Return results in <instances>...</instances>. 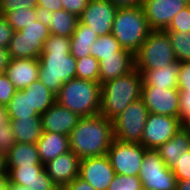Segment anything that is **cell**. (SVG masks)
<instances>
[{"label":"cell","instance_id":"277c9868","mask_svg":"<svg viewBox=\"0 0 190 190\" xmlns=\"http://www.w3.org/2000/svg\"><path fill=\"white\" fill-rule=\"evenodd\" d=\"M56 102L80 117L98 115L101 104V84L99 81L72 78L61 86L56 95Z\"/></svg>","mask_w":190,"mask_h":190},{"label":"cell","instance_id":"5bb4252c","mask_svg":"<svg viewBox=\"0 0 190 190\" xmlns=\"http://www.w3.org/2000/svg\"><path fill=\"white\" fill-rule=\"evenodd\" d=\"M115 175L107 155L80 160L79 177L96 190H107Z\"/></svg>","mask_w":190,"mask_h":190},{"label":"cell","instance_id":"1f68e13d","mask_svg":"<svg viewBox=\"0 0 190 190\" xmlns=\"http://www.w3.org/2000/svg\"><path fill=\"white\" fill-rule=\"evenodd\" d=\"M3 15L14 31H19L26 25H29L30 23H33L37 20L36 8L6 11Z\"/></svg>","mask_w":190,"mask_h":190},{"label":"cell","instance_id":"7bdbcfd3","mask_svg":"<svg viewBox=\"0 0 190 190\" xmlns=\"http://www.w3.org/2000/svg\"><path fill=\"white\" fill-rule=\"evenodd\" d=\"M180 91V110L181 120L190 113V89H179Z\"/></svg>","mask_w":190,"mask_h":190},{"label":"cell","instance_id":"ba28073f","mask_svg":"<svg viewBox=\"0 0 190 190\" xmlns=\"http://www.w3.org/2000/svg\"><path fill=\"white\" fill-rule=\"evenodd\" d=\"M149 111L140 98L130 103L112 120L114 139L121 142L140 143Z\"/></svg>","mask_w":190,"mask_h":190},{"label":"cell","instance_id":"ab89813d","mask_svg":"<svg viewBox=\"0 0 190 190\" xmlns=\"http://www.w3.org/2000/svg\"><path fill=\"white\" fill-rule=\"evenodd\" d=\"M60 2L63 6V10L80 17L90 0H60Z\"/></svg>","mask_w":190,"mask_h":190},{"label":"cell","instance_id":"cb8c5ba5","mask_svg":"<svg viewBox=\"0 0 190 190\" xmlns=\"http://www.w3.org/2000/svg\"><path fill=\"white\" fill-rule=\"evenodd\" d=\"M32 165H44L40 161L36 143L16 142L6 153L7 171L10 168L31 167Z\"/></svg>","mask_w":190,"mask_h":190},{"label":"cell","instance_id":"7dc6e473","mask_svg":"<svg viewBox=\"0 0 190 190\" xmlns=\"http://www.w3.org/2000/svg\"><path fill=\"white\" fill-rule=\"evenodd\" d=\"M10 60L11 58H10L8 49L0 47V72L1 73H5Z\"/></svg>","mask_w":190,"mask_h":190},{"label":"cell","instance_id":"4316f807","mask_svg":"<svg viewBox=\"0 0 190 190\" xmlns=\"http://www.w3.org/2000/svg\"><path fill=\"white\" fill-rule=\"evenodd\" d=\"M8 119L25 118L28 116H40V114L32 108L30 102V90H16L15 95L6 106Z\"/></svg>","mask_w":190,"mask_h":190},{"label":"cell","instance_id":"52a82bcc","mask_svg":"<svg viewBox=\"0 0 190 190\" xmlns=\"http://www.w3.org/2000/svg\"><path fill=\"white\" fill-rule=\"evenodd\" d=\"M50 35L49 27L38 20L15 31L7 47L10 58H39Z\"/></svg>","mask_w":190,"mask_h":190},{"label":"cell","instance_id":"b9f144b4","mask_svg":"<svg viewBox=\"0 0 190 190\" xmlns=\"http://www.w3.org/2000/svg\"><path fill=\"white\" fill-rule=\"evenodd\" d=\"M178 89H190V61L180 62Z\"/></svg>","mask_w":190,"mask_h":190},{"label":"cell","instance_id":"f1b7e54d","mask_svg":"<svg viewBox=\"0 0 190 190\" xmlns=\"http://www.w3.org/2000/svg\"><path fill=\"white\" fill-rule=\"evenodd\" d=\"M30 90L32 108L41 115L56 102V95L39 79L27 87Z\"/></svg>","mask_w":190,"mask_h":190},{"label":"cell","instance_id":"db71d44e","mask_svg":"<svg viewBox=\"0 0 190 190\" xmlns=\"http://www.w3.org/2000/svg\"><path fill=\"white\" fill-rule=\"evenodd\" d=\"M7 190H31L29 187H25L22 185H15L8 182Z\"/></svg>","mask_w":190,"mask_h":190},{"label":"cell","instance_id":"e0dca14e","mask_svg":"<svg viewBox=\"0 0 190 190\" xmlns=\"http://www.w3.org/2000/svg\"><path fill=\"white\" fill-rule=\"evenodd\" d=\"M80 158L71 150L44 164L45 171L60 190L79 176Z\"/></svg>","mask_w":190,"mask_h":190},{"label":"cell","instance_id":"5b68a950","mask_svg":"<svg viewBox=\"0 0 190 190\" xmlns=\"http://www.w3.org/2000/svg\"><path fill=\"white\" fill-rule=\"evenodd\" d=\"M151 31L141 6L118 8L111 34L123 49L135 55Z\"/></svg>","mask_w":190,"mask_h":190},{"label":"cell","instance_id":"d590c367","mask_svg":"<svg viewBox=\"0 0 190 190\" xmlns=\"http://www.w3.org/2000/svg\"><path fill=\"white\" fill-rule=\"evenodd\" d=\"M177 180L190 179V150L180 155L176 165L171 169Z\"/></svg>","mask_w":190,"mask_h":190},{"label":"cell","instance_id":"bcb514c9","mask_svg":"<svg viewBox=\"0 0 190 190\" xmlns=\"http://www.w3.org/2000/svg\"><path fill=\"white\" fill-rule=\"evenodd\" d=\"M52 15V12L49 9L42 8L40 6L36 7V16L37 20L40 21L43 25L49 26V18Z\"/></svg>","mask_w":190,"mask_h":190},{"label":"cell","instance_id":"6da1fadb","mask_svg":"<svg viewBox=\"0 0 190 190\" xmlns=\"http://www.w3.org/2000/svg\"><path fill=\"white\" fill-rule=\"evenodd\" d=\"M38 79L55 95L61 86L76 78V58L70 53V37L51 34L39 56Z\"/></svg>","mask_w":190,"mask_h":190},{"label":"cell","instance_id":"f35d334b","mask_svg":"<svg viewBox=\"0 0 190 190\" xmlns=\"http://www.w3.org/2000/svg\"><path fill=\"white\" fill-rule=\"evenodd\" d=\"M37 0H0V14L25 8H36Z\"/></svg>","mask_w":190,"mask_h":190},{"label":"cell","instance_id":"7402d4cb","mask_svg":"<svg viewBox=\"0 0 190 190\" xmlns=\"http://www.w3.org/2000/svg\"><path fill=\"white\" fill-rule=\"evenodd\" d=\"M179 69L180 62L175 61L158 69L139 72L142 75V86L178 88Z\"/></svg>","mask_w":190,"mask_h":190},{"label":"cell","instance_id":"d4e9b609","mask_svg":"<svg viewBox=\"0 0 190 190\" xmlns=\"http://www.w3.org/2000/svg\"><path fill=\"white\" fill-rule=\"evenodd\" d=\"M16 141L21 143H36L43 134L41 116L8 119Z\"/></svg>","mask_w":190,"mask_h":190},{"label":"cell","instance_id":"f5cc1de1","mask_svg":"<svg viewBox=\"0 0 190 190\" xmlns=\"http://www.w3.org/2000/svg\"><path fill=\"white\" fill-rule=\"evenodd\" d=\"M181 126L190 134V113L181 120Z\"/></svg>","mask_w":190,"mask_h":190},{"label":"cell","instance_id":"8d00e7d4","mask_svg":"<svg viewBox=\"0 0 190 190\" xmlns=\"http://www.w3.org/2000/svg\"><path fill=\"white\" fill-rule=\"evenodd\" d=\"M16 88L9 80L5 73L0 74V105L7 106L13 96L15 95Z\"/></svg>","mask_w":190,"mask_h":190},{"label":"cell","instance_id":"3957f363","mask_svg":"<svg viewBox=\"0 0 190 190\" xmlns=\"http://www.w3.org/2000/svg\"><path fill=\"white\" fill-rule=\"evenodd\" d=\"M142 75L135 68L128 74L101 84L100 114L115 119L132 102L141 98Z\"/></svg>","mask_w":190,"mask_h":190},{"label":"cell","instance_id":"9f6ffc18","mask_svg":"<svg viewBox=\"0 0 190 190\" xmlns=\"http://www.w3.org/2000/svg\"><path fill=\"white\" fill-rule=\"evenodd\" d=\"M186 3L190 4V0H184Z\"/></svg>","mask_w":190,"mask_h":190},{"label":"cell","instance_id":"83f0119b","mask_svg":"<svg viewBox=\"0 0 190 190\" xmlns=\"http://www.w3.org/2000/svg\"><path fill=\"white\" fill-rule=\"evenodd\" d=\"M49 21L50 34L71 37L78 25L79 17L66 10H58L52 12Z\"/></svg>","mask_w":190,"mask_h":190},{"label":"cell","instance_id":"ee69618b","mask_svg":"<svg viewBox=\"0 0 190 190\" xmlns=\"http://www.w3.org/2000/svg\"><path fill=\"white\" fill-rule=\"evenodd\" d=\"M63 190H96L88 182L76 177L71 183H69Z\"/></svg>","mask_w":190,"mask_h":190},{"label":"cell","instance_id":"ffe728a7","mask_svg":"<svg viewBox=\"0 0 190 190\" xmlns=\"http://www.w3.org/2000/svg\"><path fill=\"white\" fill-rule=\"evenodd\" d=\"M39 58L11 59L5 74L16 90H23L38 80Z\"/></svg>","mask_w":190,"mask_h":190},{"label":"cell","instance_id":"7a4b0ae2","mask_svg":"<svg viewBox=\"0 0 190 190\" xmlns=\"http://www.w3.org/2000/svg\"><path fill=\"white\" fill-rule=\"evenodd\" d=\"M113 140L112 121L101 114L81 117L69 134L70 150L80 159L107 155Z\"/></svg>","mask_w":190,"mask_h":190},{"label":"cell","instance_id":"30bf717a","mask_svg":"<svg viewBox=\"0 0 190 190\" xmlns=\"http://www.w3.org/2000/svg\"><path fill=\"white\" fill-rule=\"evenodd\" d=\"M147 149L140 143L113 140L107 156L116 174L139 176Z\"/></svg>","mask_w":190,"mask_h":190},{"label":"cell","instance_id":"4fadbf2b","mask_svg":"<svg viewBox=\"0 0 190 190\" xmlns=\"http://www.w3.org/2000/svg\"><path fill=\"white\" fill-rule=\"evenodd\" d=\"M118 7L111 0H90L79 22L91 27L98 36L110 34Z\"/></svg>","mask_w":190,"mask_h":190},{"label":"cell","instance_id":"60d3db41","mask_svg":"<svg viewBox=\"0 0 190 190\" xmlns=\"http://www.w3.org/2000/svg\"><path fill=\"white\" fill-rule=\"evenodd\" d=\"M14 29L9 25L3 14H0V47L7 48L14 34Z\"/></svg>","mask_w":190,"mask_h":190},{"label":"cell","instance_id":"ac0fdd59","mask_svg":"<svg viewBox=\"0 0 190 190\" xmlns=\"http://www.w3.org/2000/svg\"><path fill=\"white\" fill-rule=\"evenodd\" d=\"M41 116L43 132H53L69 136L78 124L80 116L55 102Z\"/></svg>","mask_w":190,"mask_h":190},{"label":"cell","instance_id":"484cf974","mask_svg":"<svg viewBox=\"0 0 190 190\" xmlns=\"http://www.w3.org/2000/svg\"><path fill=\"white\" fill-rule=\"evenodd\" d=\"M98 37L91 27L78 22L75 31L70 37V53L76 59L89 56L91 46Z\"/></svg>","mask_w":190,"mask_h":190},{"label":"cell","instance_id":"d6986e66","mask_svg":"<svg viewBox=\"0 0 190 190\" xmlns=\"http://www.w3.org/2000/svg\"><path fill=\"white\" fill-rule=\"evenodd\" d=\"M135 69V55L126 49L120 50L115 56L103 57L99 61V83L130 73Z\"/></svg>","mask_w":190,"mask_h":190},{"label":"cell","instance_id":"c3c4849f","mask_svg":"<svg viewBox=\"0 0 190 190\" xmlns=\"http://www.w3.org/2000/svg\"><path fill=\"white\" fill-rule=\"evenodd\" d=\"M118 8L138 7L142 5L143 0H111Z\"/></svg>","mask_w":190,"mask_h":190},{"label":"cell","instance_id":"f907efd6","mask_svg":"<svg viewBox=\"0 0 190 190\" xmlns=\"http://www.w3.org/2000/svg\"><path fill=\"white\" fill-rule=\"evenodd\" d=\"M6 122H8L7 109L0 105V126H3Z\"/></svg>","mask_w":190,"mask_h":190},{"label":"cell","instance_id":"9a60e30c","mask_svg":"<svg viewBox=\"0 0 190 190\" xmlns=\"http://www.w3.org/2000/svg\"><path fill=\"white\" fill-rule=\"evenodd\" d=\"M187 5L184 0H143L141 7L150 28L165 31L175 14Z\"/></svg>","mask_w":190,"mask_h":190},{"label":"cell","instance_id":"f546056e","mask_svg":"<svg viewBox=\"0 0 190 190\" xmlns=\"http://www.w3.org/2000/svg\"><path fill=\"white\" fill-rule=\"evenodd\" d=\"M122 49L120 43L110 33L98 37L91 46L90 55L100 61L103 57L115 56Z\"/></svg>","mask_w":190,"mask_h":190},{"label":"cell","instance_id":"2e32d148","mask_svg":"<svg viewBox=\"0 0 190 190\" xmlns=\"http://www.w3.org/2000/svg\"><path fill=\"white\" fill-rule=\"evenodd\" d=\"M8 182L29 187L31 190H60L48 176L44 165L10 168L7 171Z\"/></svg>","mask_w":190,"mask_h":190},{"label":"cell","instance_id":"8fae6325","mask_svg":"<svg viewBox=\"0 0 190 190\" xmlns=\"http://www.w3.org/2000/svg\"><path fill=\"white\" fill-rule=\"evenodd\" d=\"M181 127L180 117L149 112L140 144L146 149L156 150L163 143L169 141Z\"/></svg>","mask_w":190,"mask_h":190},{"label":"cell","instance_id":"4dcf8cb0","mask_svg":"<svg viewBox=\"0 0 190 190\" xmlns=\"http://www.w3.org/2000/svg\"><path fill=\"white\" fill-rule=\"evenodd\" d=\"M178 62L190 61V32L166 31Z\"/></svg>","mask_w":190,"mask_h":190},{"label":"cell","instance_id":"d6a6232c","mask_svg":"<svg viewBox=\"0 0 190 190\" xmlns=\"http://www.w3.org/2000/svg\"><path fill=\"white\" fill-rule=\"evenodd\" d=\"M76 78L99 81V61L91 55L76 59Z\"/></svg>","mask_w":190,"mask_h":190},{"label":"cell","instance_id":"8992f818","mask_svg":"<svg viewBox=\"0 0 190 190\" xmlns=\"http://www.w3.org/2000/svg\"><path fill=\"white\" fill-rule=\"evenodd\" d=\"M175 61L171 39L162 30H152L135 54V68L138 72L158 69Z\"/></svg>","mask_w":190,"mask_h":190},{"label":"cell","instance_id":"816d5d0a","mask_svg":"<svg viewBox=\"0 0 190 190\" xmlns=\"http://www.w3.org/2000/svg\"><path fill=\"white\" fill-rule=\"evenodd\" d=\"M177 190H190V179L177 180Z\"/></svg>","mask_w":190,"mask_h":190},{"label":"cell","instance_id":"603a6c76","mask_svg":"<svg viewBox=\"0 0 190 190\" xmlns=\"http://www.w3.org/2000/svg\"><path fill=\"white\" fill-rule=\"evenodd\" d=\"M156 150L165 165L172 169L180 159V155L190 150V134L181 127L169 141L163 143Z\"/></svg>","mask_w":190,"mask_h":190},{"label":"cell","instance_id":"f6af8a7d","mask_svg":"<svg viewBox=\"0 0 190 190\" xmlns=\"http://www.w3.org/2000/svg\"><path fill=\"white\" fill-rule=\"evenodd\" d=\"M37 6L49 9L51 12L63 10L60 0H37Z\"/></svg>","mask_w":190,"mask_h":190},{"label":"cell","instance_id":"681fc988","mask_svg":"<svg viewBox=\"0 0 190 190\" xmlns=\"http://www.w3.org/2000/svg\"><path fill=\"white\" fill-rule=\"evenodd\" d=\"M0 175L7 176L6 154L0 151Z\"/></svg>","mask_w":190,"mask_h":190},{"label":"cell","instance_id":"11a10c76","mask_svg":"<svg viewBox=\"0 0 190 190\" xmlns=\"http://www.w3.org/2000/svg\"><path fill=\"white\" fill-rule=\"evenodd\" d=\"M8 177L0 175V190H7Z\"/></svg>","mask_w":190,"mask_h":190},{"label":"cell","instance_id":"9c48e42d","mask_svg":"<svg viewBox=\"0 0 190 190\" xmlns=\"http://www.w3.org/2000/svg\"><path fill=\"white\" fill-rule=\"evenodd\" d=\"M141 166L139 179L143 190H177V178L157 150L147 149Z\"/></svg>","mask_w":190,"mask_h":190},{"label":"cell","instance_id":"44dd1931","mask_svg":"<svg viewBox=\"0 0 190 190\" xmlns=\"http://www.w3.org/2000/svg\"><path fill=\"white\" fill-rule=\"evenodd\" d=\"M39 158L42 164L70 151L69 136L53 132H43L36 142Z\"/></svg>","mask_w":190,"mask_h":190},{"label":"cell","instance_id":"836d02e7","mask_svg":"<svg viewBox=\"0 0 190 190\" xmlns=\"http://www.w3.org/2000/svg\"><path fill=\"white\" fill-rule=\"evenodd\" d=\"M107 190H143L139 176L116 174Z\"/></svg>","mask_w":190,"mask_h":190},{"label":"cell","instance_id":"7c38bea8","mask_svg":"<svg viewBox=\"0 0 190 190\" xmlns=\"http://www.w3.org/2000/svg\"><path fill=\"white\" fill-rule=\"evenodd\" d=\"M141 99L150 113L179 117L180 91L178 88L142 86Z\"/></svg>","mask_w":190,"mask_h":190},{"label":"cell","instance_id":"e575fe53","mask_svg":"<svg viewBox=\"0 0 190 190\" xmlns=\"http://www.w3.org/2000/svg\"><path fill=\"white\" fill-rule=\"evenodd\" d=\"M165 31H184L185 33L187 31L190 32V4L175 14Z\"/></svg>","mask_w":190,"mask_h":190},{"label":"cell","instance_id":"74e56055","mask_svg":"<svg viewBox=\"0 0 190 190\" xmlns=\"http://www.w3.org/2000/svg\"><path fill=\"white\" fill-rule=\"evenodd\" d=\"M16 142L11 123L8 121L0 126V151L6 154Z\"/></svg>","mask_w":190,"mask_h":190}]
</instances>
